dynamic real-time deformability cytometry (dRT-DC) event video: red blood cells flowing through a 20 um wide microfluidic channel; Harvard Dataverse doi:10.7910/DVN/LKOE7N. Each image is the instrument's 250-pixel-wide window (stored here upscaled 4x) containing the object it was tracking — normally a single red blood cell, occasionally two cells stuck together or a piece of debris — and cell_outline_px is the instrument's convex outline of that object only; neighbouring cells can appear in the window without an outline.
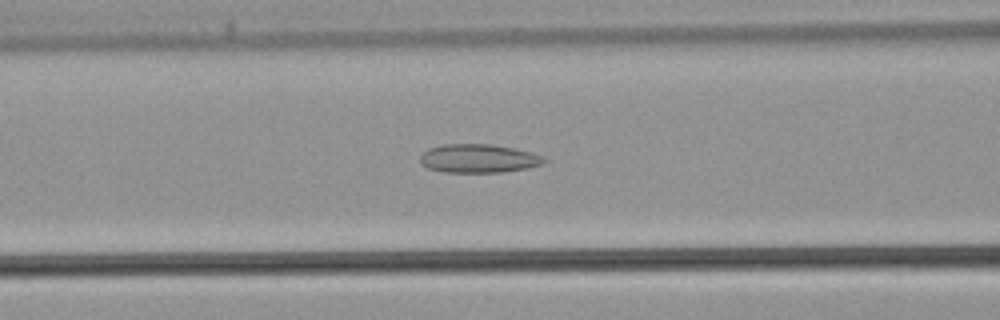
{"species": "common noctule bat (a hibernating species)", "species_latin": "Nyctalus noctula", "temperature_condition": "warm", "stored_images_in_passage": 39, "camera_frame_rate_fps": 3000, "um_per_image_px": 0.085, "animal": {"sex": "male", "body_mass_g": 21.5, "forearm_length_mm": 52.0}, "frame": {"image": 1, "passage_image": 14, "time_ms": 4.333, "image_size_px": [1000, 320], "cell_outline_px": [[548, 160], [544, 164], [528, 168], [500, 172], [444, 172], [428, 168], [420, 164], [420, 156], [428, 148], [444, 144], [488, 144], [512, 148], [544, 156]], "centroid_in_image_um": [40.67, 13.47], "position_along_channel_um": 125.9, "area_um2": 20.63}}
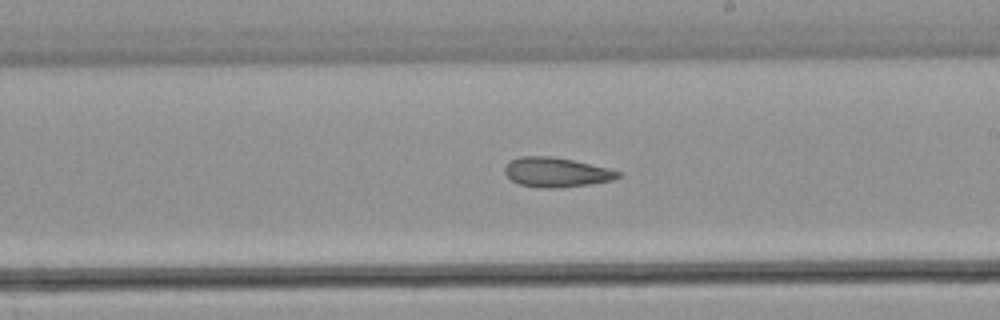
{"frame": {"image": 2, "passage_image": 21, "time_ms": 6.667, "image_size_px": [1000, 320], "cell_outline_px": [[624, 172], [620, 176], [612, 180], [588, 184], [556, 188], [544, 188], [520, 184], [512, 180], [504, 172], [504, 168], [512, 160], [520, 156], [552, 156], [572, 160], [608, 168]], "centroid_in_image_um": [47.31, 14.64], "position_along_channel_um": 241.7, "area_um2": 19.31}}
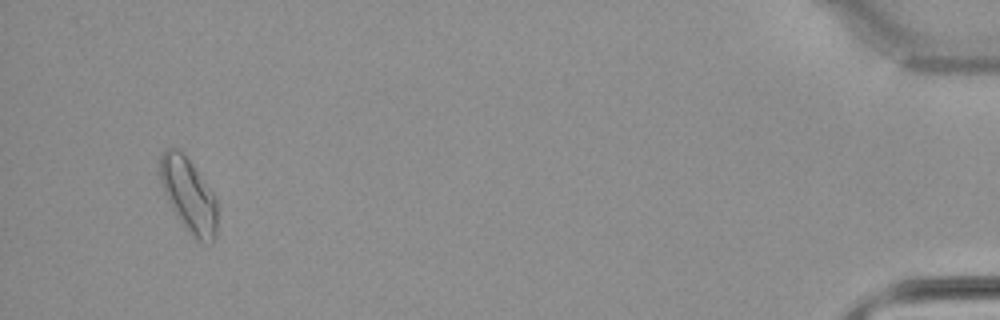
{"frame": {"image": 3, "passage_image": 37, "time_ms": 12.0, "image_size_px": [1000, 320], "cell_outline_px": [[216, 240], [212, 244], [200, 244], [192, 240], [176, 216], [164, 192], [160, 180], [160, 152], [164, 148], [180, 148], [212, 192], [216, 200]], "centroid_in_image_um": [16.03, 16.66], "position_along_channel_um": 419.2, "area_um2": 25.14}}